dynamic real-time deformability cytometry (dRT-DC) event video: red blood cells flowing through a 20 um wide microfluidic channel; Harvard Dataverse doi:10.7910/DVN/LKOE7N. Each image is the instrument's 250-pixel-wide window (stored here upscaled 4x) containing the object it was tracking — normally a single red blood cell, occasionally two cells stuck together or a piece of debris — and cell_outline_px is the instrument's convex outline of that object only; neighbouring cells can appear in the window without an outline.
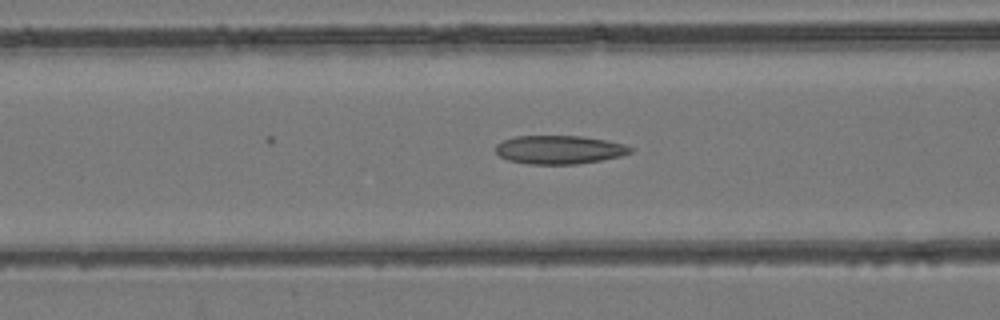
{"species": "common noctule bat (a hibernating species)", "species_latin": "Nyctalus noctula", "temperature_condition": "room temperature", "stored_images_in_passage": 13, "camera_frame_rate_fps": 3000, "um_per_image_px": 0.085, "animal": {"sex": "female", "body_mass_g": 24.6, "forearm_length_mm": 56.2}, "frame": {"image": 1, "passage_image": 5, "time_ms": 1.333, "image_size_px": [1000, 320], "cell_outline_px": [[632, 152], [620, 156], [600, 160], [576, 164], [528, 164], [508, 160], [500, 156], [496, 152], [496, 144], [504, 140], [516, 136], [580, 136], [604, 140], [624, 144], [632, 148]], "centroid_in_image_um": [47.52, 12.72], "position_along_channel_um": 119.1, "area_um2": 22.2}}
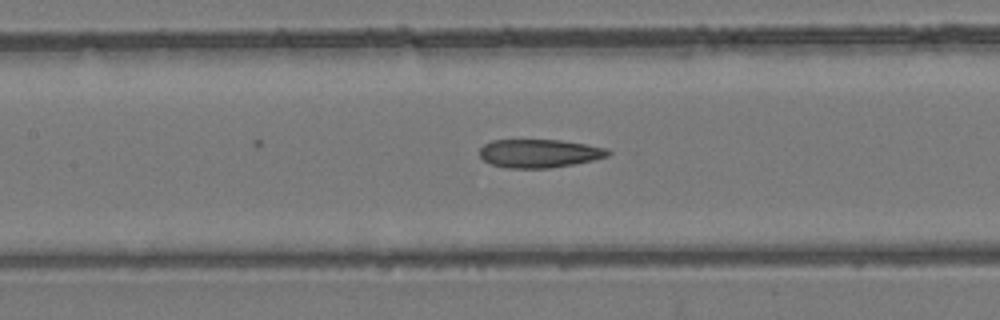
{"frame": {"image": 2, "passage_image": 8, "time_ms": 2.333, "image_size_px": [1000, 320], "cell_outline_px": [[612, 152], [608, 156], [592, 160], [572, 164], [548, 168], [504, 168], [492, 164], [484, 160], [480, 156], [480, 148], [484, 144], [492, 140], [560, 140], [608, 148]], "centroid_in_image_um": [45.83, 13.03], "position_along_channel_um": 161.6, "area_um2": 21.15}}
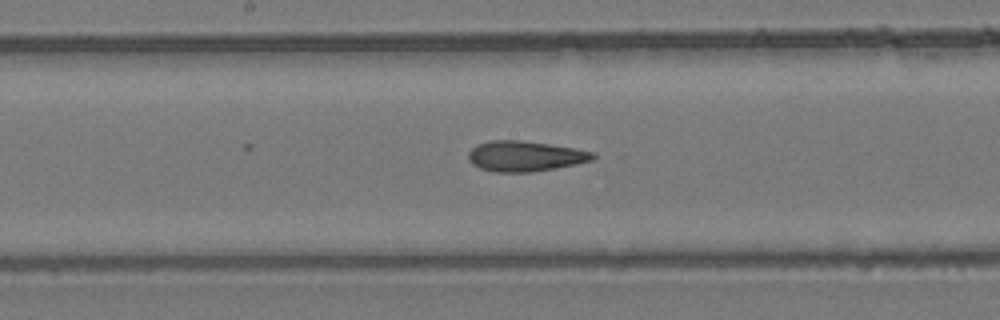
{"frame": {"image": 3, "passage_image": 11, "time_ms": 3.333, "image_size_px": [1000, 320], "cell_outline_px": [[596, 156], [592, 160], [576, 164], [556, 168], [532, 172], [492, 172], [480, 168], [472, 164], [468, 160], [468, 152], [472, 148], [488, 140], [520, 140], [576, 148], [596, 152]], "centroid_in_image_um": [44.64, 13.28], "position_along_channel_um": 203.6, "area_um2": 22.2}}